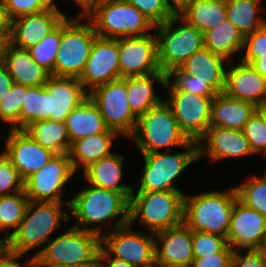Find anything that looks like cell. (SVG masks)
<instances>
[{"label":"cell","mask_w":266,"mask_h":267,"mask_svg":"<svg viewBox=\"0 0 266 267\" xmlns=\"http://www.w3.org/2000/svg\"><path fill=\"white\" fill-rule=\"evenodd\" d=\"M101 237L95 233L69 227L51 238L37 254L38 267L62 264L97 263Z\"/></svg>","instance_id":"obj_9"},{"label":"cell","mask_w":266,"mask_h":267,"mask_svg":"<svg viewBox=\"0 0 266 267\" xmlns=\"http://www.w3.org/2000/svg\"><path fill=\"white\" fill-rule=\"evenodd\" d=\"M5 44L0 41V63L2 62L3 59V52H4Z\"/></svg>","instance_id":"obj_59"},{"label":"cell","mask_w":266,"mask_h":267,"mask_svg":"<svg viewBox=\"0 0 266 267\" xmlns=\"http://www.w3.org/2000/svg\"><path fill=\"white\" fill-rule=\"evenodd\" d=\"M120 78L119 39L97 37L78 80L89 93L97 86Z\"/></svg>","instance_id":"obj_16"},{"label":"cell","mask_w":266,"mask_h":267,"mask_svg":"<svg viewBox=\"0 0 266 267\" xmlns=\"http://www.w3.org/2000/svg\"><path fill=\"white\" fill-rule=\"evenodd\" d=\"M238 198L235 186L225 191L208 190L184 197V223L195 231L226 237L231 214Z\"/></svg>","instance_id":"obj_5"},{"label":"cell","mask_w":266,"mask_h":267,"mask_svg":"<svg viewBox=\"0 0 266 267\" xmlns=\"http://www.w3.org/2000/svg\"><path fill=\"white\" fill-rule=\"evenodd\" d=\"M124 158L123 154L112 153L110 156L101 158L82 171L86 184L106 190L122 193L128 200L133 191V184L124 182Z\"/></svg>","instance_id":"obj_24"},{"label":"cell","mask_w":266,"mask_h":267,"mask_svg":"<svg viewBox=\"0 0 266 267\" xmlns=\"http://www.w3.org/2000/svg\"><path fill=\"white\" fill-rule=\"evenodd\" d=\"M80 189L70 198L69 213L75 223L72 226L102 238L129 224V200L122 193L89 184Z\"/></svg>","instance_id":"obj_1"},{"label":"cell","mask_w":266,"mask_h":267,"mask_svg":"<svg viewBox=\"0 0 266 267\" xmlns=\"http://www.w3.org/2000/svg\"><path fill=\"white\" fill-rule=\"evenodd\" d=\"M2 63L6 66L14 83L27 87L44 86L50 73L37 64L29 50L5 45Z\"/></svg>","instance_id":"obj_25"},{"label":"cell","mask_w":266,"mask_h":267,"mask_svg":"<svg viewBox=\"0 0 266 267\" xmlns=\"http://www.w3.org/2000/svg\"><path fill=\"white\" fill-rule=\"evenodd\" d=\"M49 267H97V263L62 264Z\"/></svg>","instance_id":"obj_57"},{"label":"cell","mask_w":266,"mask_h":267,"mask_svg":"<svg viewBox=\"0 0 266 267\" xmlns=\"http://www.w3.org/2000/svg\"><path fill=\"white\" fill-rule=\"evenodd\" d=\"M119 137L121 136L116 131L108 129L104 133L73 141L68 155L74 171H83L91 163L110 156L113 153L112 147L115 146L114 141Z\"/></svg>","instance_id":"obj_27"},{"label":"cell","mask_w":266,"mask_h":267,"mask_svg":"<svg viewBox=\"0 0 266 267\" xmlns=\"http://www.w3.org/2000/svg\"><path fill=\"white\" fill-rule=\"evenodd\" d=\"M242 132L255 155H266V124L257 112L249 118Z\"/></svg>","instance_id":"obj_42"},{"label":"cell","mask_w":266,"mask_h":267,"mask_svg":"<svg viewBox=\"0 0 266 267\" xmlns=\"http://www.w3.org/2000/svg\"><path fill=\"white\" fill-rule=\"evenodd\" d=\"M130 139L135 148L137 146L139 154L171 151V148L177 150L191 141L180 129L165 100L138 117Z\"/></svg>","instance_id":"obj_6"},{"label":"cell","mask_w":266,"mask_h":267,"mask_svg":"<svg viewBox=\"0 0 266 267\" xmlns=\"http://www.w3.org/2000/svg\"><path fill=\"white\" fill-rule=\"evenodd\" d=\"M65 123L70 145L80 138L104 133L109 129L99 108L89 97L70 112Z\"/></svg>","instance_id":"obj_30"},{"label":"cell","mask_w":266,"mask_h":267,"mask_svg":"<svg viewBox=\"0 0 266 267\" xmlns=\"http://www.w3.org/2000/svg\"><path fill=\"white\" fill-rule=\"evenodd\" d=\"M171 9L178 13L182 10L191 0H166Z\"/></svg>","instance_id":"obj_55"},{"label":"cell","mask_w":266,"mask_h":267,"mask_svg":"<svg viewBox=\"0 0 266 267\" xmlns=\"http://www.w3.org/2000/svg\"><path fill=\"white\" fill-rule=\"evenodd\" d=\"M262 0H226V18L245 36L266 23ZM262 14V15H261Z\"/></svg>","instance_id":"obj_33"},{"label":"cell","mask_w":266,"mask_h":267,"mask_svg":"<svg viewBox=\"0 0 266 267\" xmlns=\"http://www.w3.org/2000/svg\"><path fill=\"white\" fill-rule=\"evenodd\" d=\"M156 83L164 89L166 74L158 72L145 76L127 77L128 103L137 117L163 101L160 94L156 93Z\"/></svg>","instance_id":"obj_29"},{"label":"cell","mask_w":266,"mask_h":267,"mask_svg":"<svg viewBox=\"0 0 266 267\" xmlns=\"http://www.w3.org/2000/svg\"><path fill=\"white\" fill-rule=\"evenodd\" d=\"M133 229L130 224L114 229L101 238V246L133 267H155V234Z\"/></svg>","instance_id":"obj_12"},{"label":"cell","mask_w":266,"mask_h":267,"mask_svg":"<svg viewBox=\"0 0 266 267\" xmlns=\"http://www.w3.org/2000/svg\"><path fill=\"white\" fill-rule=\"evenodd\" d=\"M7 131L1 151L12 162L24 181L42 169L55 155L52 151L41 147L24 130Z\"/></svg>","instance_id":"obj_17"},{"label":"cell","mask_w":266,"mask_h":267,"mask_svg":"<svg viewBox=\"0 0 266 267\" xmlns=\"http://www.w3.org/2000/svg\"><path fill=\"white\" fill-rule=\"evenodd\" d=\"M61 43V24L36 45L29 48L33 60L54 75V65Z\"/></svg>","instance_id":"obj_39"},{"label":"cell","mask_w":266,"mask_h":267,"mask_svg":"<svg viewBox=\"0 0 266 267\" xmlns=\"http://www.w3.org/2000/svg\"><path fill=\"white\" fill-rule=\"evenodd\" d=\"M70 14L59 6L45 11L24 15L12 20L10 44L21 49H29L54 31Z\"/></svg>","instance_id":"obj_20"},{"label":"cell","mask_w":266,"mask_h":267,"mask_svg":"<svg viewBox=\"0 0 266 267\" xmlns=\"http://www.w3.org/2000/svg\"><path fill=\"white\" fill-rule=\"evenodd\" d=\"M251 66L266 79V56L256 59Z\"/></svg>","instance_id":"obj_54"},{"label":"cell","mask_w":266,"mask_h":267,"mask_svg":"<svg viewBox=\"0 0 266 267\" xmlns=\"http://www.w3.org/2000/svg\"><path fill=\"white\" fill-rule=\"evenodd\" d=\"M233 251L228 245L222 252L195 258L193 267H231Z\"/></svg>","instance_id":"obj_48"},{"label":"cell","mask_w":266,"mask_h":267,"mask_svg":"<svg viewBox=\"0 0 266 267\" xmlns=\"http://www.w3.org/2000/svg\"><path fill=\"white\" fill-rule=\"evenodd\" d=\"M98 37L119 39L145 36L155 25L127 0H105L86 18Z\"/></svg>","instance_id":"obj_8"},{"label":"cell","mask_w":266,"mask_h":267,"mask_svg":"<svg viewBox=\"0 0 266 267\" xmlns=\"http://www.w3.org/2000/svg\"><path fill=\"white\" fill-rule=\"evenodd\" d=\"M165 92L184 91L190 94L215 97L216 92L205 82L197 77L184 73L180 68L169 71L166 74Z\"/></svg>","instance_id":"obj_38"},{"label":"cell","mask_w":266,"mask_h":267,"mask_svg":"<svg viewBox=\"0 0 266 267\" xmlns=\"http://www.w3.org/2000/svg\"><path fill=\"white\" fill-rule=\"evenodd\" d=\"M194 259L222 252L227 246L226 237L204 231L192 230Z\"/></svg>","instance_id":"obj_41"},{"label":"cell","mask_w":266,"mask_h":267,"mask_svg":"<svg viewBox=\"0 0 266 267\" xmlns=\"http://www.w3.org/2000/svg\"><path fill=\"white\" fill-rule=\"evenodd\" d=\"M256 106L218 93L212 101L210 127H223L242 131Z\"/></svg>","instance_id":"obj_28"},{"label":"cell","mask_w":266,"mask_h":267,"mask_svg":"<svg viewBox=\"0 0 266 267\" xmlns=\"http://www.w3.org/2000/svg\"><path fill=\"white\" fill-rule=\"evenodd\" d=\"M154 31L158 63L165 74L179 68L194 53L204 48V34L178 13L165 23L156 25Z\"/></svg>","instance_id":"obj_7"},{"label":"cell","mask_w":266,"mask_h":267,"mask_svg":"<svg viewBox=\"0 0 266 267\" xmlns=\"http://www.w3.org/2000/svg\"><path fill=\"white\" fill-rule=\"evenodd\" d=\"M7 8L12 20L24 15L35 14L55 8L56 0H1Z\"/></svg>","instance_id":"obj_46"},{"label":"cell","mask_w":266,"mask_h":267,"mask_svg":"<svg viewBox=\"0 0 266 267\" xmlns=\"http://www.w3.org/2000/svg\"><path fill=\"white\" fill-rule=\"evenodd\" d=\"M229 61L207 48L194 53L179 68L186 74L197 77L217 94L225 89L226 68Z\"/></svg>","instance_id":"obj_26"},{"label":"cell","mask_w":266,"mask_h":267,"mask_svg":"<svg viewBox=\"0 0 266 267\" xmlns=\"http://www.w3.org/2000/svg\"><path fill=\"white\" fill-rule=\"evenodd\" d=\"M165 102L186 136L198 141L210 128L214 97L190 94L184 91L165 92Z\"/></svg>","instance_id":"obj_14"},{"label":"cell","mask_w":266,"mask_h":267,"mask_svg":"<svg viewBox=\"0 0 266 267\" xmlns=\"http://www.w3.org/2000/svg\"><path fill=\"white\" fill-rule=\"evenodd\" d=\"M266 238V217L246 206L238 198L235 200L227 243L233 253L255 251Z\"/></svg>","instance_id":"obj_18"},{"label":"cell","mask_w":266,"mask_h":267,"mask_svg":"<svg viewBox=\"0 0 266 267\" xmlns=\"http://www.w3.org/2000/svg\"><path fill=\"white\" fill-rule=\"evenodd\" d=\"M257 252L259 253L261 260L266 267V238L262 241V243L257 247Z\"/></svg>","instance_id":"obj_56"},{"label":"cell","mask_w":266,"mask_h":267,"mask_svg":"<svg viewBox=\"0 0 266 267\" xmlns=\"http://www.w3.org/2000/svg\"><path fill=\"white\" fill-rule=\"evenodd\" d=\"M26 260L20 262V258ZM29 257V258H28ZM0 267H38L36 256L15 252L3 245L0 248Z\"/></svg>","instance_id":"obj_47"},{"label":"cell","mask_w":266,"mask_h":267,"mask_svg":"<svg viewBox=\"0 0 266 267\" xmlns=\"http://www.w3.org/2000/svg\"><path fill=\"white\" fill-rule=\"evenodd\" d=\"M266 56V23L253 33L244 36V47L239 59L252 64L256 59Z\"/></svg>","instance_id":"obj_45"},{"label":"cell","mask_w":266,"mask_h":267,"mask_svg":"<svg viewBox=\"0 0 266 267\" xmlns=\"http://www.w3.org/2000/svg\"><path fill=\"white\" fill-rule=\"evenodd\" d=\"M235 186L238 199L266 217V180L262 175L251 174Z\"/></svg>","instance_id":"obj_37"},{"label":"cell","mask_w":266,"mask_h":267,"mask_svg":"<svg viewBox=\"0 0 266 267\" xmlns=\"http://www.w3.org/2000/svg\"><path fill=\"white\" fill-rule=\"evenodd\" d=\"M4 245V241L1 239V234H0V248Z\"/></svg>","instance_id":"obj_60"},{"label":"cell","mask_w":266,"mask_h":267,"mask_svg":"<svg viewBox=\"0 0 266 267\" xmlns=\"http://www.w3.org/2000/svg\"><path fill=\"white\" fill-rule=\"evenodd\" d=\"M89 98L99 108L107 127L129 139L138 117L128 103L127 77L97 86L89 92Z\"/></svg>","instance_id":"obj_11"},{"label":"cell","mask_w":266,"mask_h":267,"mask_svg":"<svg viewBox=\"0 0 266 267\" xmlns=\"http://www.w3.org/2000/svg\"><path fill=\"white\" fill-rule=\"evenodd\" d=\"M263 157H265V159H266V155H264ZM262 176H263L264 179L266 180V169H265V172H264V174H263Z\"/></svg>","instance_id":"obj_61"},{"label":"cell","mask_w":266,"mask_h":267,"mask_svg":"<svg viewBox=\"0 0 266 267\" xmlns=\"http://www.w3.org/2000/svg\"><path fill=\"white\" fill-rule=\"evenodd\" d=\"M97 267H133L127 262L112 257L102 246L97 256Z\"/></svg>","instance_id":"obj_52"},{"label":"cell","mask_w":266,"mask_h":267,"mask_svg":"<svg viewBox=\"0 0 266 267\" xmlns=\"http://www.w3.org/2000/svg\"><path fill=\"white\" fill-rule=\"evenodd\" d=\"M70 1V0H69ZM105 0H71L76 6H78L79 12L75 14L74 18L86 19L89 17Z\"/></svg>","instance_id":"obj_51"},{"label":"cell","mask_w":266,"mask_h":267,"mask_svg":"<svg viewBox=\"0 0 266 267\" xmlns=\"http://www.w3.org/2000/svg\"><path fill=\"white\" fill-rule=\"evenodd\" d=\"M97 37L93 25L87 19L67 17L61 23V43L54 75L79 78Z\"/></svg>","instance_id":"obj_10"},{"label":"cell","mask_w":266,"mask_h":267,"mask_svg":"<svg viewBox=\"0 0 266 267\" xmlns=\"http://www.w3.org/2000/svg\"><path fill=\"white\" fill-rule=\"evenodd\" d=\"M181 191L132 192L129 199V224L139 223L144 231L157 233L184 222V197ZM136 222V223H135Z\"/></svg>","instance_id":"obj_4"},{"label":"cell","mask_w":266,"mask_h":267,"mask_svg":"<svg viewBox=\"0 0 266 267\" xmlns=\"http://www.w3.org/2000/svg\"><path fill=\"white\" fill-rule=\"evenodd\" d=\"M178 14L204 34L226 19V0H191Z\"/></svg>","instance_id":"obj_31"},{"label":"cell","mask_w":266,"mask_h":267,"mask_svg":"<svg viewBox=\"0 0 266 267\" xmlns=\"http://www.w3.org/2000/svg\"><path fill=\"white\" fill-rule=\"evenodd\" d=\"M29 199L25 191L0 196V233L1 239L7 240L20 225L25 216Z\"/></svg>","instance_id":"obj_35"},{"label":"cell","mask_w":266,"mask_h":267,"mask_svg":"<svg viewBox=\"0 0 266 267\" xmlns=\"http://www.w3.org/2000/svg\"><path fill=\"white\" fill-rule=\"evenodd\" d=\"M12 35V19L3 2L0 0V41L10 43Z\"/></svg>","instance_id":"obj_50"},{"label":"cell","mask_w":266,"mask_h":267,"mask_svg":"<svg viewBox=\"0 0 266 267\" xmlns=\"http://www.w3.org/2000/svg\"><path fill=\"white\" fill-rule=\"evenodd\" d=\"M26 93L27 86L14 83L10 93L0 101V123L9 124L8 129H20V110Z\"/></svg>","instance_id":"obj_40"},{"label":"cell","mask_w":266,"mask_h":267,"mask_svg":"<svg viewBox=\"0 0 266 267\" xmlns=\"http://www.w3.org/2000/svg\"><path fill=\"white\" fill-rule=\"evenodd\" d=\"M14 80L11 78L6 66L0 63V101L4 100V96L10 93Z\"/></svg>","instance_id":"obj_53"},{"label":"cell","mask_w":266,"mask_h":267,"mask_svg":"<svg viewBox=\"0 0 266 267\" xmlns=\"http://www.w3.org/2000/svg\"><path fill=\"white\" fill-rule=\"evenodd\" d=\"M119 64L121 78L162 72L158 63L155 32L145 36L119 38Z\"/></svg>","instance_id":"obj_15"},{"label":"cell","mask_w":266,"mask_h":267,"mask_svg":"<svg viewBox=\"0 0 266 267\" xmlns=\"http://www.w3.org/2000/svg\"><path fill=\"white\" fill-rule=\"evenodd\" d=\"M155 267H169V266L156 265Z\"/></svg>","instance_id":"obj_62"},{"label":"cell","mask_w":266,"mask_h":267,"mask_svg":"<svg viewBox=\"0 0 266 267\" xmlns=\"http://www.w3.org/2000/svg\"><path fill=\"white\" fill-rule=\"evenodd\" d=\"M198 161L207 158L216 164L227 159H237L255 154L250 148L249 141L240 130L223 127H210L197 141Z\"/></svg>","instance_id":"obj_19"},{"label":"cell","mask_w":266,"mask_h":267,"mask_svg":"<svg viewBox=\"0 0 266 267\" xmlns=\"http://www.w3.org/2000/svg\"><path fill=\"white\" fill-rule=\"evenodd\" d=\"M140 155L143 161L142 172L136 179L132 192H183L176 182L183 176L185 170L198 161V144L197 141L191 140L179 148L177 153L162 151Z\"/></svg>","instance_id":"obj_3"},{"label":"cell","mask_w":266,"mask_h":267,"mask_svg":"<svg viewBox=\"0 0 266 267\" xmlns=\"http://www.w3.org/2000/svg\"><path fill=\"white\" fill-rule=\"evenodd\" d=\"M243 252V253H242ZM231 267H265L257 250L233 253Z\"/></svg>","instance_id":"obj_49"},{"label":"cell","mask_w":266,"mask_h":267,"mask_svg":"<svg viewBox=\"0 0 266 267\" xmlns=\"http://www.w3.org/2000/svg\"><path fill=\"white\" fill-rule=\"evenodd\" d=\"M69 204L29 200L23 220L4 245L15 252L30 254L34 251L31 254L37 256L51 236L61 229L62 222L70 221V214L63 209L69 210Z\"/></svg>","instance_id":"obj_2"},{"label":"cell","mask_w":266,"mask_h":267,"mask_svg":"<svg viewBox=\"0 0 266 267\" xmlns=\"http://www.w3.org/2000/svg\"><path fill=\"white\" fill-rule=\"evenodd\" d=\"M244 35L227 18L204 33V48L228 61L243 51ZM240 52V53H239Z\"/></svg>","instance_id":"obj_32"},{"label":"cell","mask_w":266,"mask_h":267,"mask_svg":"<svg viewBox=\"0 0 266 267\" xmlns=\"http://www.w3.org/2000/svg\"><path fill=\"white\" fill-rule=\"evenodd\" d=\"M229 61L226 68L224 93L234 99L258 106L266 101V79L250 64L239 59Z\"/></svg>","instance_id":"obj_22"},{"label":"cell","mask_w":266,"mask_h":267,"mask_svg":"<svg viewBox=\"0 0 266 267\" xmlns=\"http://www.w3.org/2000/svg\"><path fill=\"white\" fill-rule=\"evenodd\" d=\"M156 265L189 267L194 263L192 229L184 222L155 233Z\"/></svg>","instance_id":"obj_21"},{"label":"cell","mask_w":266,"mask_h":267,"mask_svg":"<svg viewBox=\"0 0 266 267\" xmlns=\"http://www.w3.org/2000/svg\"><path fill=\"white\" fill-rule=\"evenodd\" d=\"M24 131L41 147L54 154L69 152L70 139L65 122L52 120L33 122Z\"/></svg>","instance_id":"obj_34"},{"label":"cell","mask_w":266,"mask_h":267,"mask_svg":"<svg viewBox=\"0 0 266 267\" xmlns=\"http://www.w3.org/2000/svg\"><path fill=\"white\" fill-rule=\"evenodd\" d=\"M143 13L155 26L165 23L175 12L166 0H127Z\"/></svg>","instance_id":"obj_44"},{"label":"cell","mask_w":266,"mask_h":267,"mask_svg":"<svg viewBox=\"0 0 266 267\" xmlns=\"http://www.w3.org/2000/svg\"><path fill=\"white\" fill-rule=\"evenodd\" d=\"M74 171L68 153L55 154L39 171L24 181V191L30 201H64L68 182L74 179Z\"/></svg>","instance_id":"obj_13"},{"label":"cell","mask_w":266,"mask_h":267,"mask_svg":"<svg viewBox=\"0 0 266 267\" xmlns=\"http://www.w3.org/2000/svg\"><path fill=\"white\" fill-rule=\"evenodd\" d=\"M49 93L45 86L27 87L24 103L20 110V129L33 122L48 120Z\"/></svg>","instance_id":"obj_36"},{"label":"cell","mask_w":266,"mask_h":267,"mask_svg":"<svg viewBox=\"0 0 266 267\" xmlns=\"http://www.w3.org/2000/svg\"><path fill=\"white\" fill-rule=\"evenodd\" d=\"M44 86L49 93L48 120L52 121L65 122L70 112L89 97L75 77L50 75Z\"/></svg>","instance_id":"obj_23"},{"label":"cell","mask_w":266,"mask_h":267,"mask_svg":"<svg viewBox=\"0 0 266 267\" xmlns=\"http://www.w3.org/2000/svg\"><path fill=\"white\" fill-rule=\"evenodd\" d=\"M256 112L262 117L264 123L266 124V101L256 107Z\"/></svg>","instance_id":"obj_58"},{"label":"cell","mask_w":266,"mask_h":267,"mask_svg":"<svg viewBox=\"0 0 266 267\" xmlns=\"http://www.w3.org/2000/svg\"><path fill=\"white\" fill-rule=\"evenodd\" d=\"M24 191V180L12 162L0 152V196Z\"/></svg>","instance_id":"obj_43"}]
</instances>
